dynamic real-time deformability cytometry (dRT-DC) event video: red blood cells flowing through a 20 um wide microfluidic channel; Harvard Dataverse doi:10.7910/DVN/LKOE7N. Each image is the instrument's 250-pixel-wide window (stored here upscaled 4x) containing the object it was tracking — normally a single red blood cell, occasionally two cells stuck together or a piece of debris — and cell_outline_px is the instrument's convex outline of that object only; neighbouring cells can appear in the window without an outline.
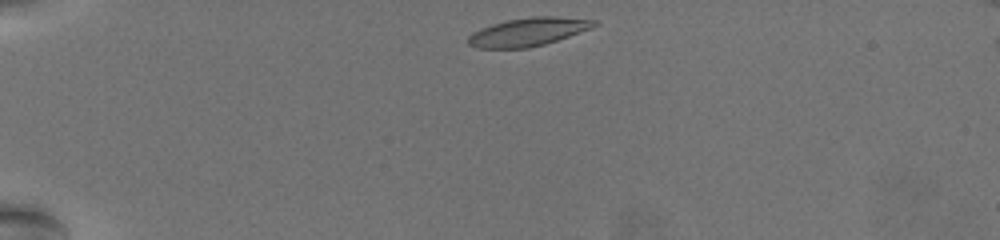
{"species": "common noctule bat (a hibernating species)", "species_latin": "Nyctalus noctula", "temperature_condition": "warm", "stored_images_in_passage": 39, "camera_frame_rate_fps": 3000, "um_per_image_px": 0.085, "animal": {"sex": "female", "body_mass_g": 19.5, "forearm_length_mm": 54.1}, "frame": {"image": 1, "passage_image": 1, "time_ms": 0.0, "image_size_px": [1000, 240], "cell_outline_px": [[600, 24], [592, 28], [544, 44], [528, 48], [476, 48], [468, 44], [468, 36], [472, 32], [480, 28], [492, 24], [508, 20], [532, 16], [556, 16], [596, 20]], "centroid_in_image_um": [44.89, 2.7], "position_along_channel_um": 40.1, "area_um2": 20.75}}
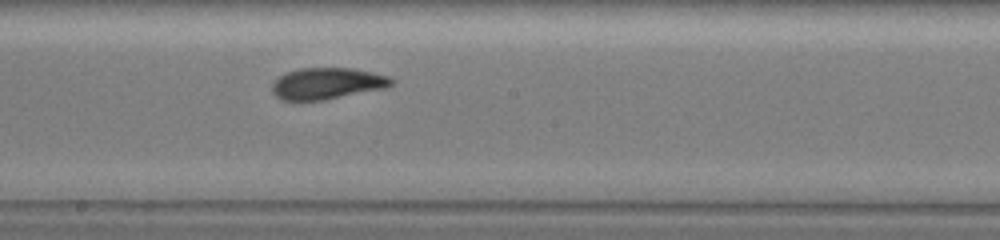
{"frame": {"image": 2, "passage_image": 22, "time_ms": 7.0, "image_size_px": [1000, 240], "cell_outline_px": [[396, 80], [392, 84], [384, 88], [324, 100], [284, 100], [276, 96], [272, 92], [272, 84], [280, 76], [288, 72], [300, 68], [352, 68], [372, 72], [388, 76]], "centroid_in_image_um": [27.82, 7.09], "position_along_channel_um": 220.4, "area_um2": 21.68}}
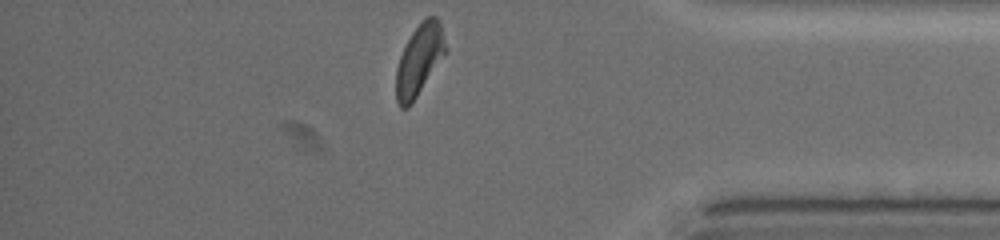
{"frame": {"image": 3, "passage_image": 39, "time_ms": 12.667, "image_size_px": [1000, 240], "cell_outline_px": [[444, 52], [416, 96], [408, 108], [400, 108], [396, 100], [396, 68], [400, 56], [412, 32], [428, 16], [436, 16], [440, 20], [444, 44]], "centroid_in_image_um": [35.58, 5.1], "position_along_channel_um": 399.6, "area_um2": 19.36}, "authors_computed_cell_mechanics": {"area_um2": 21.4438, "velocity_mm_per_s": 3.4924, "shape_relaxation_time_tau1_ms": 7.0566, "shape_relaxation_time_tau2_ms": 2.1058, "deformation_change_tau1": 0.2048, "deformation_change_tau2": 0.0822}}